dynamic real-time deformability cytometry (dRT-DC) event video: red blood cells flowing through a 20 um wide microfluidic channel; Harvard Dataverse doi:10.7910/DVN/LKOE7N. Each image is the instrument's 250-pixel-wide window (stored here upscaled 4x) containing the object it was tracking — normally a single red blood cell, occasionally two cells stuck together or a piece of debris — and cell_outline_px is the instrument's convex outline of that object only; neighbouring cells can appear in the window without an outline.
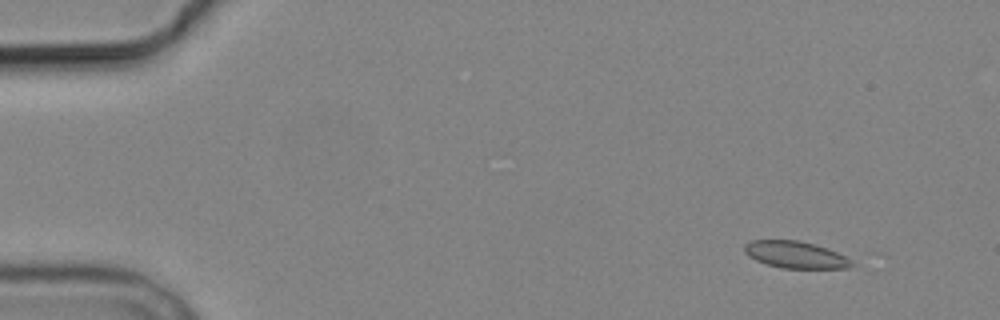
{"species": "common noctule bat (a hibernating species)", "species_latin": "Nyctalus noctula", "temperature_condition": "cold", "stored_images_in_passage": 3, "camera_frame_rate_fps": 3000, "um_per_image_px": 0.085, "animal": {"sex": "male", "body_mass_g": 19.2, "forearm_length_mm": 51.8}, "frame": {"image": 1, "passage_image": 1, "time_ms": 0.0, "image_size_px": [1000, 320], "cell_outline_px": [[852, 264], [848, 268], [780, 268], [756, 260], [748, 256], [744, 252], [744, 244], [748, 240], [800, 240], [828, 248], [852, 260]], "centroid_in_image_um": [67.57, 21.64], "position_along_channel_um": 17.4, "area_um2": 16.82}}